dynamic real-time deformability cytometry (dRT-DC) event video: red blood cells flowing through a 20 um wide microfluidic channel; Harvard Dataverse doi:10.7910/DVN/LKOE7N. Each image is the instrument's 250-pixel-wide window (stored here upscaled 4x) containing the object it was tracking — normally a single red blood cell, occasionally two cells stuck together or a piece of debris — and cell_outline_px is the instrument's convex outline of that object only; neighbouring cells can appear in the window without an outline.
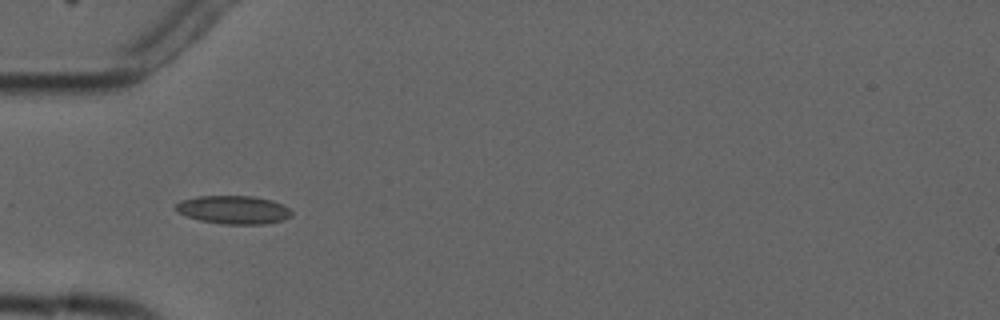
{"species": "common noctule bat (a hibernating species)", "species_latin": "Nyctalus noctula", "temperature_condition": "cold", "stored_images_in_passage": 8, "camera_frame_rate_fps": 3000, "um_per_image_px": 0.085, "animal": {"sex": "male", "forearm_length_mm": 52.5}, "frame": {"image": 1, "passage_image": 6, "time_ms": 5.667, "image_size_px": [1000, 320], "cell_outline_px": [[292, 216], [284, 220], [264, 224], [224, 224], [200, 220], [176, 212], [176, 204], [180, 200], [196, 196], [252, 196], [272, 200], [288, 208], [292, 212]], "centroid_in_image_um": [19.84, 17.83], "position_along_channel_um": 65.2, "area_um2": 19.07}}
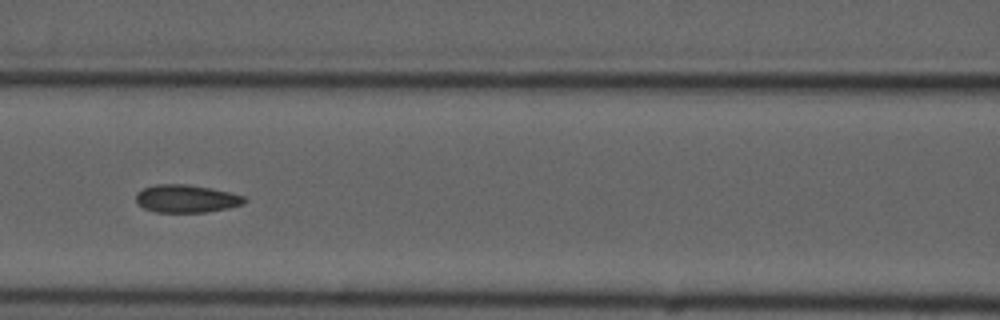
{"frame": {"image": 2, "passage_image": 8, "time_ms": 8.0, "image_size_px": [1000, 320], "cell_outline_px": [[248, 200], [244, 204], [228, 208], [208, 212], [156, 212], [144, 208], [136, 200], [136, 192], [144, 188], [156, 184], [188, 184], [212, 188], [244, 196]], "centroid_in_image_um": [15.86, 16.88], "position_along_channel_um": 150.7, "area_um2": 17.63}}